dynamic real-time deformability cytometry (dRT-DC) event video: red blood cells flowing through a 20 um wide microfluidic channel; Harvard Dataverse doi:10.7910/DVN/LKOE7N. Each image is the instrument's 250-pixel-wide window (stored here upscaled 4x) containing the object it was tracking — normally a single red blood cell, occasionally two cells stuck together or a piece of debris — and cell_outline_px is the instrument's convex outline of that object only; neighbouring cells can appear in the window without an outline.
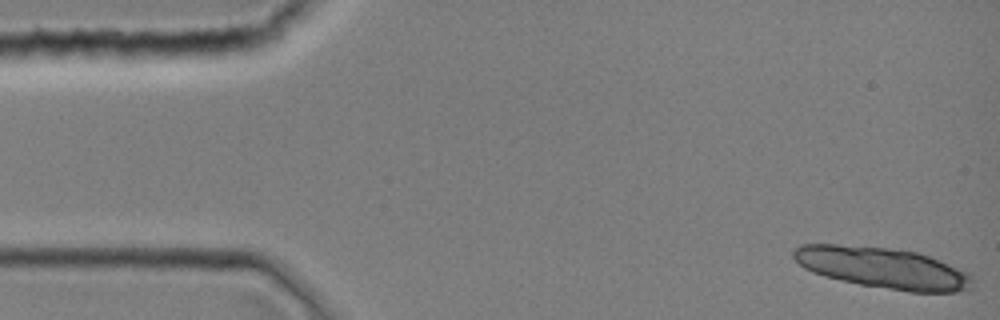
{"species": "common noctule bat (a hibernating species)", "species_latin": "Nyctalus noctula", "temperature_condition": "room temperature", "stored_images_in_passage": 12, "camera_frame_rate_fps": 3000, "um_per_image_px": 0.085, "animal": {"sex": "female", "body_mass_g": 19.0, "forearm_length_mm": 51.5}, "frame": {"image": 1, "passage_image": 1, "time_ms": 0.0, "image_size_px": [1000, 320], "cell_outline_px": [[972, 288], [960, 292], [908, 292], [860, 284], [840, 280], [824, 276], [812, 272], [804, 268], [792, 256], [792, 248], [800, 244], [836, 244], [900, 248], [916, 252], [940, 260], [968, 272], [972, 276]], "centroid_in_image_um": [75.03, 22.76], "position_along_channel_um": 10.0, "area_um2": 43.23}}